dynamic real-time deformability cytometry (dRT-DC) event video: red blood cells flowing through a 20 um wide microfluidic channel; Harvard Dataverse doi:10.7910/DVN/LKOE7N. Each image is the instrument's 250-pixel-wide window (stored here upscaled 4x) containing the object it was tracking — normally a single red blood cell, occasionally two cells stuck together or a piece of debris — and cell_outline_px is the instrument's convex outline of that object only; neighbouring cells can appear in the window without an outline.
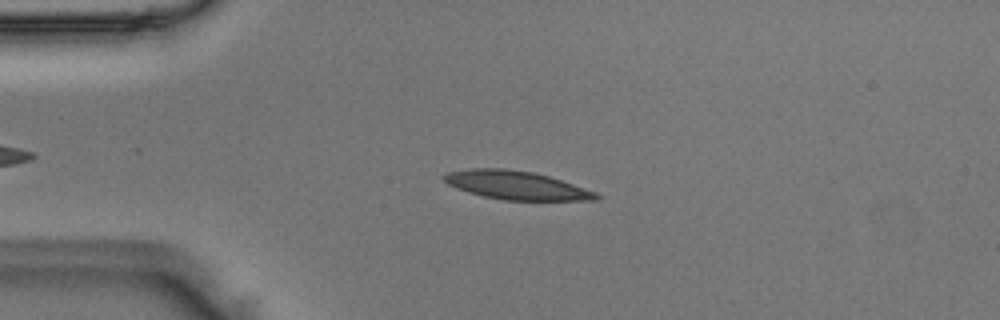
{"species": "Egyptian fruit bat (a non-hibernating species)", "species_latin": "Rousettus aegyptiacus", "temperature_condition": "room temperature", "stored_images_in_passage": 46, "camera_frame_rate_fps": 3000, "um_per_image_px": 0.085, "animal": {"sex": "male"}, "frame": {"image": 1, "passage_image": 12, "time_ms": 3.667, "image_size_px": [1000, 320], "cell_outline_px": [[600, 196], [596, 200], [504, 200], [484, 196], [468, 192], [456, 188], [448, 184], [440, 176], [448, 172], [472, 168], [504, 168], [532, 172], [548, 176], [596, 192]], "centroid_in_image_um": [43.84, 15.74], "position_along_channel_um": 41.2, "area_um2": 25.03}}
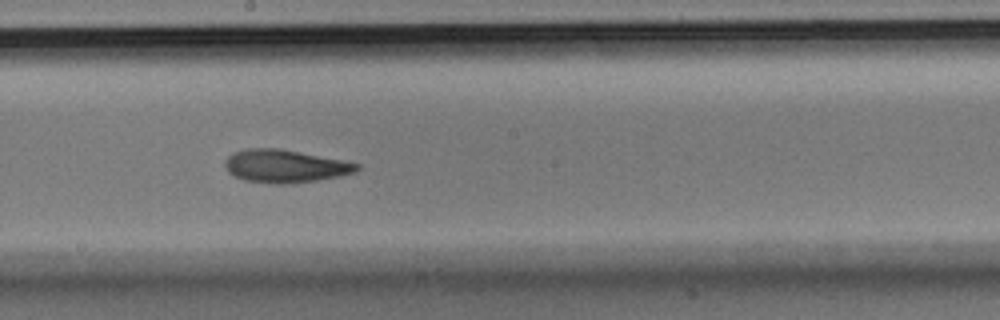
{"frame": {"image": 2, "passage_image": 28, "time_ms": 9.0, "image_size_px": [1000, 320], "cell_outline_px": [[360, 168], [356, 172], [340, 176], [292, 184], [276, 184], [244, 180], [228, 172], [224, 164], [224, 160], [232, 152], [248, 148], [280, 148], [360, 164]], "centroid_in_image_um": [24.2, 14.12], "position_along_channel_um": 224.0, "area_um2": 25.26}}
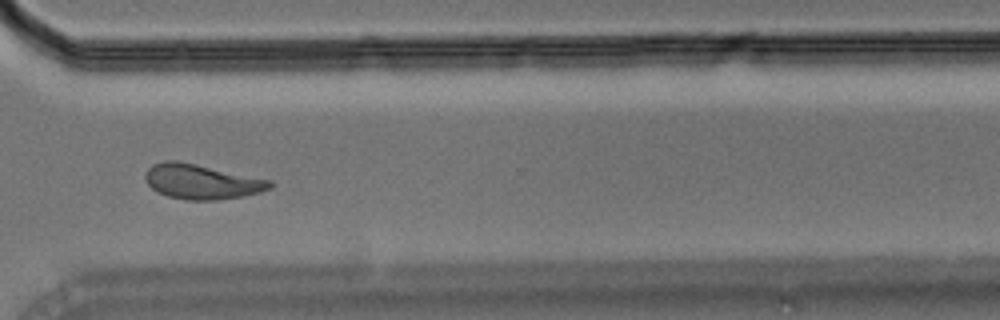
{"frame": {"image": 3, "passage_image": 38, "time_ms": 12.333, "image_size_px": [1000, 320], "cell_outline_px": [[272, 188], [260, 192], [240, 196], [216, 200], [188, 200], [168, 196], [152, 188], [148, 184], [144, 176], [148, 168], [152, 164], [164, 160], [176, 160], [196, 164], [272, 180]], "centroid_in_image_um": [17.13, 15.43], "position_along_channel_um": 353.5, "area_um2": 25.14}}